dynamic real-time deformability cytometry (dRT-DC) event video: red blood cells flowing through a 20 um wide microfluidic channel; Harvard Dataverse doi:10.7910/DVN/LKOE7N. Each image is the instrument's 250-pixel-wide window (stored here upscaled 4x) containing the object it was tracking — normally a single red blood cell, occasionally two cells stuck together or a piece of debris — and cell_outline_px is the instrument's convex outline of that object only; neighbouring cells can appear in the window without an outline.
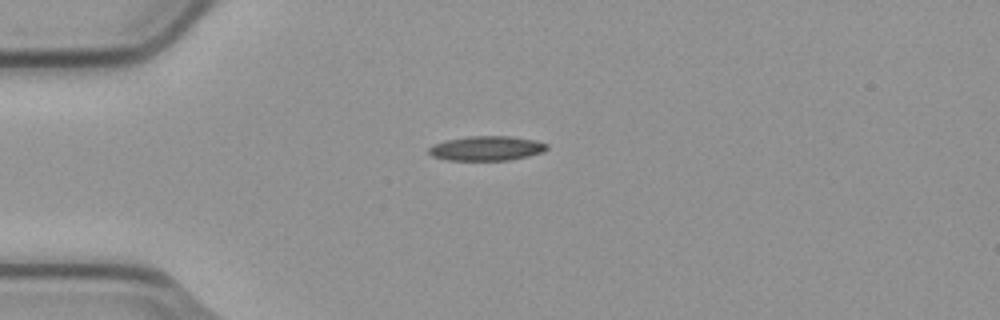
{"species": "common noctule bat (a hibernating species)", "species_latin": "Nyctalus noctula", "temperature_condition": "cold", "stored_images_in_passage": 2, "camera_frame_rate_fps": 3000, "um_per_image_px": 0.085, "animal": {"sex": "male", "body_mass_g": 23.1, "forearm_length_mm": 52.7}, "frame": {"image": 1, "passage_image": 1, "time_ms": 0.0, "image_size_px": [1000, 320], "cell_outline_px": [[548, 148], [540, 152], [528, 156], [508, 160], [448, 160], [432, 156], [428, 152], [428, 148], [444, 140], [468, 136], [508, 136], [532, 140], [548, 144]], "centroid_in_image_um": [41.32, 12.61], "position_along_channel_um": 43.7, "area_um2": 16.7}}